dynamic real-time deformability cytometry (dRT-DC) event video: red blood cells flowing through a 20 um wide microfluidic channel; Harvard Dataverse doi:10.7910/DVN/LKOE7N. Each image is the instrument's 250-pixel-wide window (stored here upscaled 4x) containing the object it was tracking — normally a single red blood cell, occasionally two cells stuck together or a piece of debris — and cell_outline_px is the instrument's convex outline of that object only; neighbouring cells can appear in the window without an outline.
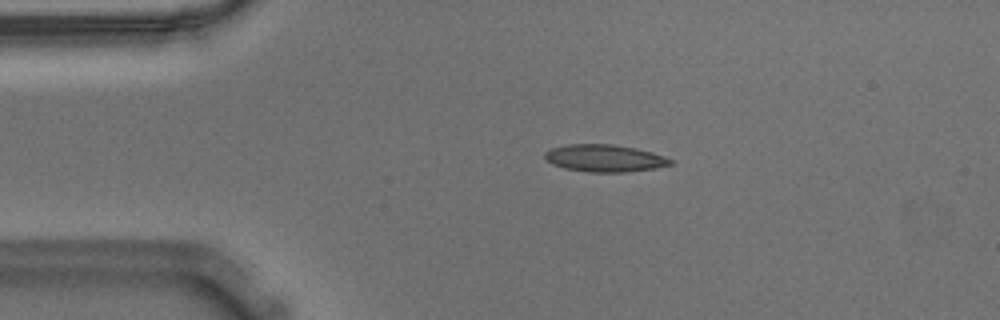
{"species": "Egyptian fruit bat (a non-hibernating species)", "species_latin": "Rousettus aegyptiacus", "temperature_condition": "warm", "stored_images_in_passage": 54, "camera_frame_rate_fps": 3000, "um_per_image_px": 0.085, "animal": {"sex": "male"}, "frame": {"image": 1, "passage_image": 10, "time_ms": 3.0, "image_size_px": [1000, 320], "cell_outline_px": [[672, 164], [652, 168], [624, 172], [588, 172], [564, 168], [552, 164], [544, 156], [544, 152], [552, 148], [564, 144], [612, 144], [636, 148], [652, 152], [664, 156], [672, 160]], "centroid_in_image_um": [51.35, 13.44], "position_along_channel_um": 33.6, "area_um2": 19.83}}
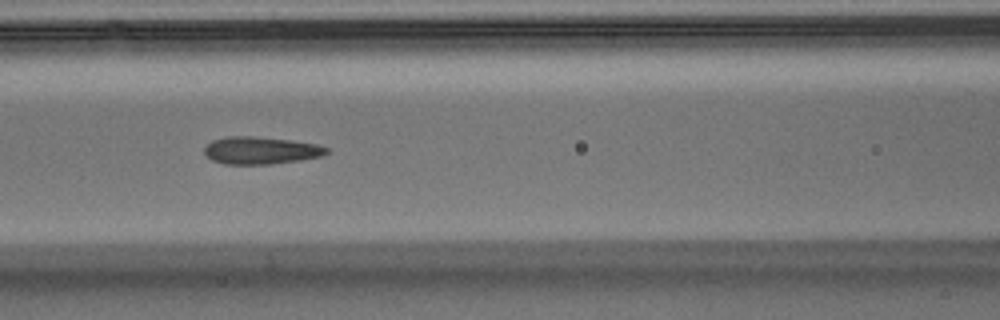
{"frame": {"image": 2, "passage_image": 22, "time_ms": 7.0, "image_size_px": [1000, 320], "cell_outline_px": [[328, 152], [324, 156], [300, 160], [272, 164], [224, 164], [212, 160], [204, 152], [204, 148], [212, 140], [224, 136], [256, 136], [292, 140], [316, 144], [328, 148]], "centroid_in_image_um": [22.17, 12.78], "position_along_channel_um": 144.4, "area_um2": 19.65}}
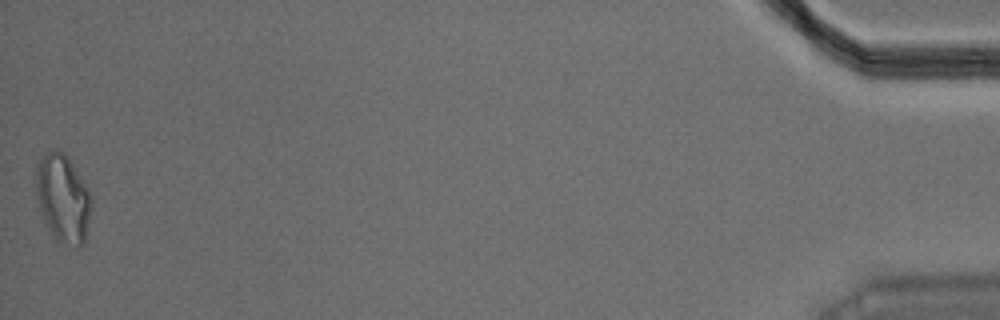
{"frame": {"image": 3, "passage_image": 54, "time_ms": 17.667, "image_size_px": [1000, 320], "cell_outline_px": [[92, 208], [88, 232], [84, 244], [80, 248], [76, 248], [60, 244], [56, 240], [44, 220], [36, 200], [36, 164], [48, 152], [56, 148], [64, 152], [68, 156], [88, 188], [92, 196]], "centroid_in_image_um": [5.39, 16.91], "position_along_channel_um": 429.8, "area_um2": 29.13}, "authors_computed_cell_mechanics": {"area_um2": 19.652, "velocity_mm_per_s": 3.6112, "shape_relaxation_time_tau1_ms": null, "shape_relaxation_time_tau2_ms": 2.6415, "deformation_change_tau1": null, "deformation_change_tau2": 0.104}}